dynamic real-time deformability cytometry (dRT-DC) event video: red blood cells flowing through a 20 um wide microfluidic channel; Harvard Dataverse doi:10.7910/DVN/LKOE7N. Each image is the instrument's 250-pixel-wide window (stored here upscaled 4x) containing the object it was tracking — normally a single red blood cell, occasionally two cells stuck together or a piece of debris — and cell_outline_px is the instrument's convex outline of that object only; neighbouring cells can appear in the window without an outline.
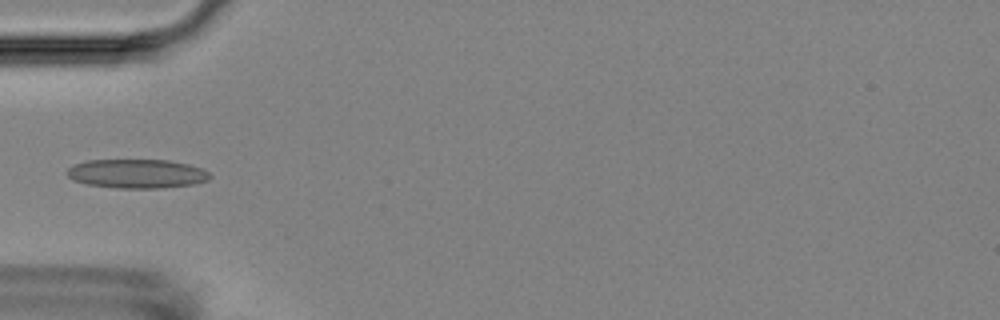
{"species": "Egyptian fruit bat (a non-hibernating species)", "species_latin": "Rousettus aegyptiacus", "temperature_condition": "room temperature", "stored_images_in_passage": 7, "camera_frame_rate_fps": 3000, "um_per_image_px": 0.085, "animal": {"sex": "female"}, "frame": {"image": 1, "passage_image": 4, "time_ms": 4.667, "image_size_px": [1000, 320], "cell_outline_px": [[212, 176], [208, 180], [192, 184], [160, 188], [116, 188], [88, 184], [72, 180], [64, 172], [72, 164], [88, 160], [168, 160], [188, 164], [204, 168]], "centroid_in_image_um": [11.61, 14.75], "position_along_channel_um": 73.4, "area_um2": 24.33}}
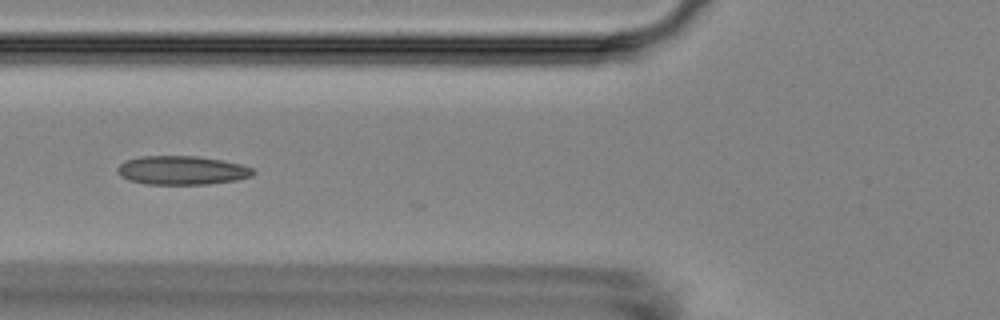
{"frame": {"image": 2, "passage_image": 5, "time_ms": 5.667, "image_size_px": [1000, 320], "cell_outline_px": [[256, 172], [252, 176], [236, 180], [208, 184], [144, 184], [128, 180], [120, 176], [116, 168], [124, 160], [140, 156], [200, 156], [240, 164], [252, 168]], "centroid_in_image_um": [15.43, 14.47], "position_along_channel_um": 110.4, "area_um2": 22.89}}
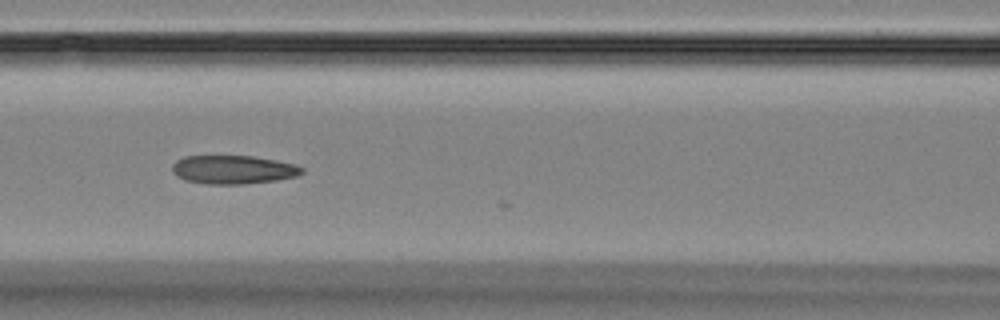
{"frame": {"image": 3, "passage_image": 6, "time_ms": 6.667, "image_size_px": [1000, 320], "cell_outline_px": [[304, 172], [296, 176], [276, 180], [244, 184], [204, 184], [184, 180], [176, 176], [172, 172], [172, 164], [176, 160], [184, 156], [252, 156], [276, 160], [296, 164], [304, 168]], "centroid_in_image_um": [19.8, 14.42], "position_along_channel_um": 146.8, "area_um2": 21.79}}